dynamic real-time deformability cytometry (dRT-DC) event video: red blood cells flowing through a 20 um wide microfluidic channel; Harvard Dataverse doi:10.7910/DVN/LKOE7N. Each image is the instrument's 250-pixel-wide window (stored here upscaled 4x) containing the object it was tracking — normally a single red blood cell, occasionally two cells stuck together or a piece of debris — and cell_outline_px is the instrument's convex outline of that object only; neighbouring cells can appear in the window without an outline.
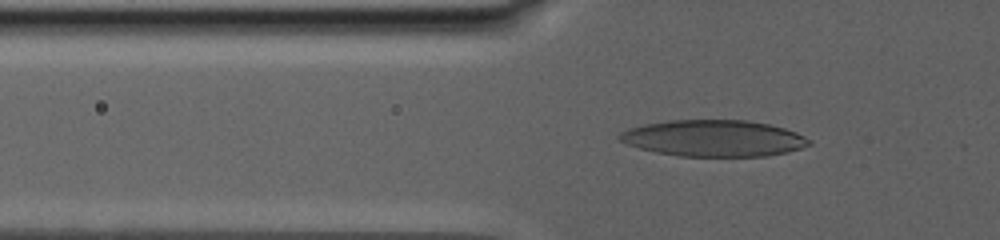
{"species": "human", "species_latin": "Homo sapiens", "temperature_condition": "warm", "stored_images_in_passage": 53, "camera_frame_rate_fps": 3000, "um_per_image_px": 0.085, "donor": {"sex": "male"}, "frame": {"image": 1, "passage_image": 16, "time_ms": 10.667, "image_size_px": [1000, 240], "cell_outline_px": [[812, 144], [788, 152], [768, 156], [680, 156], [656, 152], [640, 148], [628, 144], [620, 140], [616, 136], [620, 132], [628, 128], [644, 124], [672, 120], [748, 120], [768, 124], [784, 128], [796, 132], [812, 140]], "centroid_in_image_um": [60.68, 11.75], "position_along_channel_um": 65.1, "area_um2": 40.29}}
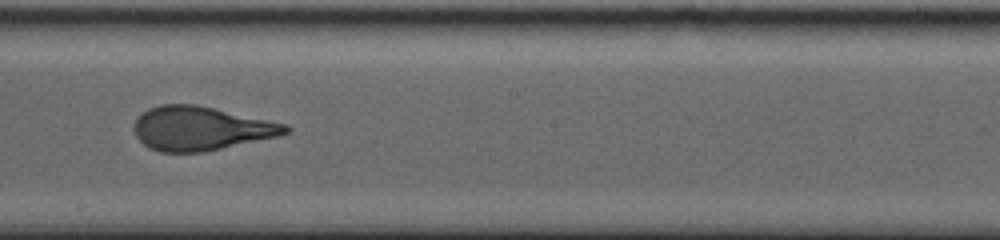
{"frame": {"image": 2, "passage_image": 31, "time_ms": 17.667, "image_size_px": [1000, 240], "cell_outline_px": [[292, 128], [288, 132], [280, 136], [204, 152], [160, 152], [148, 148], [136, 136], [136, 120], [148, 108], [160, 104], [196, 104], [288, 124]], "centroid_in_image_um": [17.12, 10.92], "position_along_channel_um": 231.1, "area_um2": 38.67}}
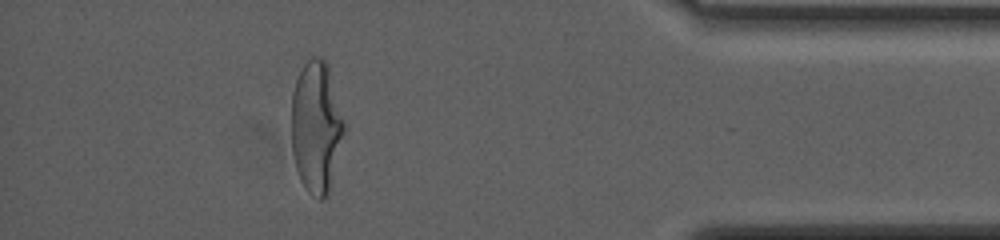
{"frame": {"image": 3, "passage_image": 48, "time_ms": 26.0, "image_size_px": [1000, 240], "cell_outline_px": [[344, 132], [328, 196], [324, 200], [320, 200], [312, 196], [308, 192], [300, 180], [296, 168], [292, 152], [292, 92], [296, 80], [304, 64], [312, 56], [320, 56], [328, 64], [344, 120]], "centroid_in_image_um": [26.88, 10.8], "position_along_channel_um": 408.3, "area_um2": 40.46}, "authors_computed_cell_mechanics": {"area_um2": 39.7664, "velocity_mm_per_s": 2.5194, "shape_relaxation_time_tau1_ms": null, "shape_relaxation_time_tau2_ms": 1.2658, "deformation_change_tau1": null, "deformation_change_tau2": 0.0943}}